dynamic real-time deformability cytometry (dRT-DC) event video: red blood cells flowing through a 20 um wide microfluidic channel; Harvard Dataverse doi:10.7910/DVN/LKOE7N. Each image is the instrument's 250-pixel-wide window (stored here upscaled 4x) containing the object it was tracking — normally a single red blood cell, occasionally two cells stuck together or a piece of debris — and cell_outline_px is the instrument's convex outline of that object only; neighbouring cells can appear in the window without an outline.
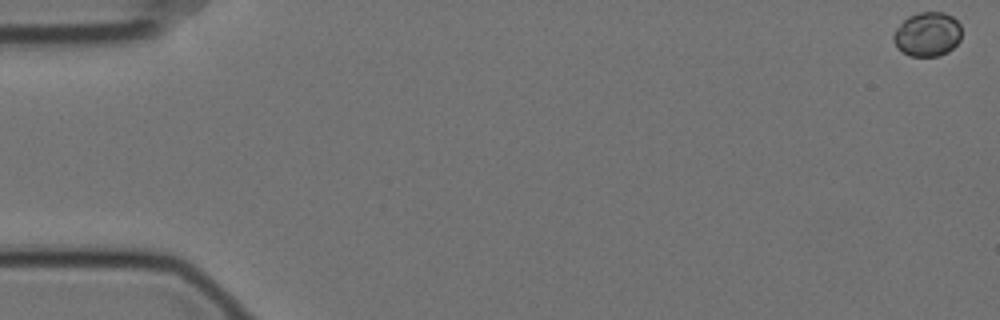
{"species": "Egyptian fruit bat (a non-hibernating species)", "species_latin": "Rousettus aegyptiacus", "temperature_condition": "cold", "stored_images_in_passage": 12, "camera_frame_rate_fps": 3000, "um_per_image_px": 0.085, "animal": {"sex": "female"}, "frame": {"image": 1, "passage_image": 1, "time_ms": 0.0, "image_size_px": [1000, 320], "cell_outline_px": [[960, 40], [948, 52], [940, 56], [908, 56], [896, 48], [892, 40], [892, 36], [896, 28], [908, 16], [920, 12], [944, 12], [952, 16], [960, 24]], "centroid_in_image_um": [78.8, 2.92], "position_along_channel_um": 6.2, "area_um2": 17.74}}